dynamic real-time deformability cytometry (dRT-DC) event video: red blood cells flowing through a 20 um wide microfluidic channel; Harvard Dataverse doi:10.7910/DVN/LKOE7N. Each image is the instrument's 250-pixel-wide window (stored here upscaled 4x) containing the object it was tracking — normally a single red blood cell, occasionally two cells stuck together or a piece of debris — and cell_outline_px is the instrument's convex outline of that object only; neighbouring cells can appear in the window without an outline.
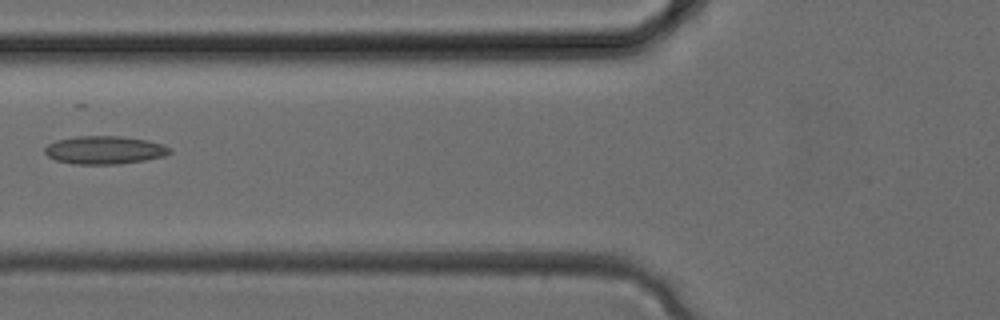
{"species": "common noctule bat (a hibernating species)", "species_latin": "Nyctalus noctula", "temperature_condition": "cold", "stored_images_in_passage": 30, "camera_frame_rate_fps": 3000, "um_per_image_px": 0.085, "animal": {"sex": "female", "body_mass_g": 24.6, "forearm_length_mm": 56.2}, "frame": {"image": 1, "passage_image": 10, "time_ms": 3.0, "image_size_px": [1000, 320], "cell_outline_px": [[172, 152], [164, 156], [144, 160], [120, 164], [76, 164], [56, 160], [48, 156], [44, 152], [44, 148], [48, 144], [56, 140], [76, 136], [120, 136], [148, 140], [164, 144], [172, 148]], "centroid_in_image_um": [8.91, 12.75], "position_along_channel_um": 116.9, "area_um2": 20.58}}
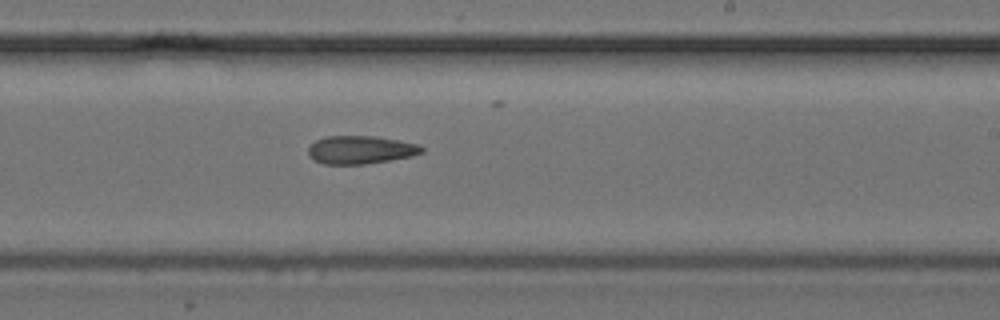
{"frame": {"image": 2, "passage_image": 17, "time_ms": 5.333, "image_size_px": [1000, 320], "cell_outline_px": [[424, 152], [412, 156], [364, 164], [324, 164], [312, 160], [308, 156], [308, 148], [316, 140], [324, 136], [376, 136], [416, 144], [424, 148]], "centroid_in_image_um": [30.6, 12.73], "position_along_channel_um": 258.4, "area_um2": 18.55}}
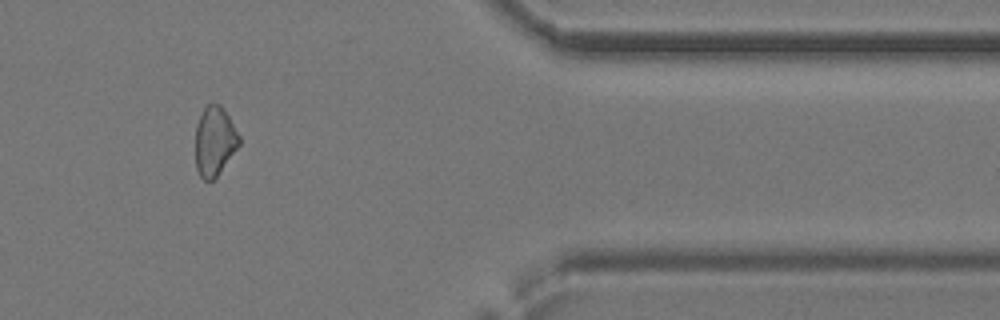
{"frame": {"image": 3, "passage_image": 25, "time_ms": 8.0, "image_size_px": [1000, 320], "cell_outline_px": [[240, 144], [216, 176], [212, 180], [204, 180], [200, 176], [196, 168], [196, 124], [204, 108], [212, 100], [220, 104], [224, 108], [240, 136]], "centroid_in_image_um": [18.24, 11.94], "position_along_channel_um": 393.2, "area_um2": 17.63}}